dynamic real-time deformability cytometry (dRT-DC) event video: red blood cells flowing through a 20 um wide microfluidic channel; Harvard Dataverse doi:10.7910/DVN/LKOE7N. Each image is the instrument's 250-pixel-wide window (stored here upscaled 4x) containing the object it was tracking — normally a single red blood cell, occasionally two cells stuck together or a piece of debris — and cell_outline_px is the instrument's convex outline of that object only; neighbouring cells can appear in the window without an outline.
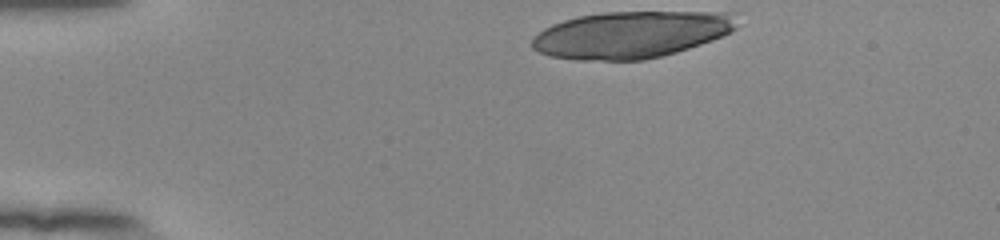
{"species": "human", "species_latin": "Homo sapiens", "temperature_condition": "room temperature", "stored_images_in_passage": 35, "camera_frame_rate_fps": 3000, "um_per_image_px": 0.085, "donor": {"sex": "female"}, "frame": {"image": 1, "passage_image": 1, "time_ms": 0.0, "image_size_px": [1000, 240], "cell_outline_px": [[740, 24], [736, 28], [712, 40], [676, 52], [644, 60], [576, 60], [552, 56], [540, 52], [532, 48], [532, 36], [544, 28], [552, 24], [564, 20], [580, 16], [604, 12], [740, 12]], "centroid_in_image_um": [53.69, 2.93], "position_along_channel_um": 31.3, "area_um2": 56.18}}
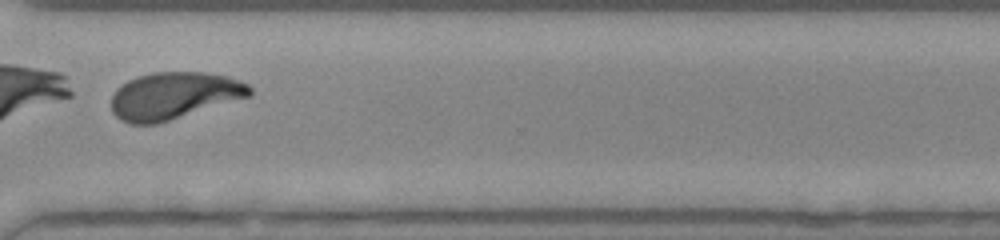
{"frame": {"image": 2, "passage_image": 32, "time_ms": 10.333, "image_size_px": [1000, 240], "cell_outline_px": [[252, 96], [156, 124], [132, 124], [120, 120], [112, 112], [112, 96], [116, 88], [128, 80], [136, 76], [152, 72], [204, 72], [228, 76], [248, 84], [252, 88]], "centroid_in_image_um": [14.79, 8.13], "position_along_channel_um": 355.8, "area_um2": 38.15}}